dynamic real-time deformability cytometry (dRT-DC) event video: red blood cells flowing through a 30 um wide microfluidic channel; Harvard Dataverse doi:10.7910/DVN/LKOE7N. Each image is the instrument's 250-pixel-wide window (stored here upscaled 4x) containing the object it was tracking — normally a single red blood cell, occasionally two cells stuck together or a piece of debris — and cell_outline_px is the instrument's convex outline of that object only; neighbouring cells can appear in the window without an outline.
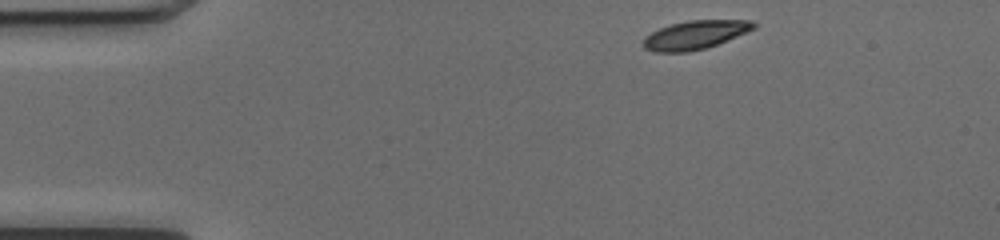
{"species": "common noctule bat (a hibernating species)", "species_latin": "Nyctalus noctula", "temperature_condition": "cold", "stored_images_in_passage": 44, "camera_frame_rate_fps": 3000, "um_per_image_px": 0.085, "animal": {"sex": "female", "body_mass_g": 17.0, "forearm_length_mm": 48.0}, "frame": {"image": 1, "passage_image": 1, "time_ms": 0.0, "image_size_px": [1000, 240], "cell_outline_px": [[756, 28], [716, 44], [704, 48], [688, 52], [652, 52], [644, 48], [640, 44], [644, 36], [660, 28], [672, 24], [688, 20], [752, 20], [756, 24]], "centroid_in_image_um": [59.02, 2.97], "position_along_channel_um": 26.0, "area_um2": 18.38}}
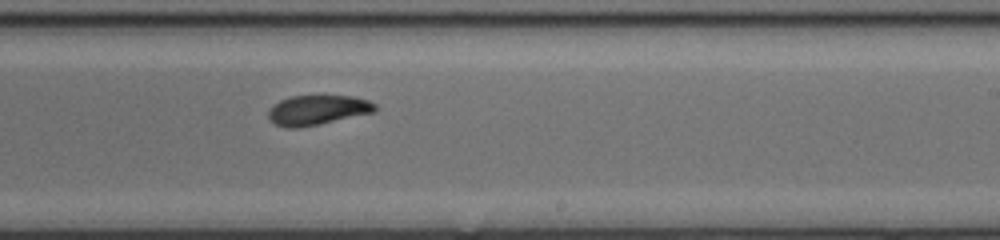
{"frame": {"image": 2, "passage_image": 24, "time_ms": 7.667, "image_size_px": [1000, 240], "cell_outline_px": [[376, 112], [320, 124], [300, 128], [284, 128], [268, 120], [268, 112], [272, 104], [288, 96], [356, 96], [368, 100], [376, 104]], "centroid_in_image_um": [26.97, 9.36], "position_along_channel_um": 262.0, "area_um2": 18.84}}
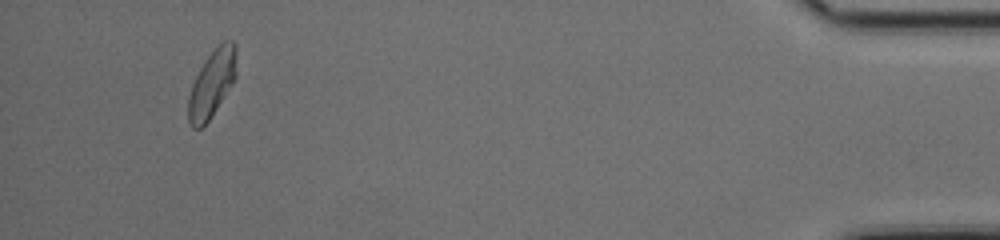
{"frame": {"image": 3, "passage_image": 41, "time_ms": 13.333, "image_size_px": [1000, 240], "cell_outline_px": [[236, 76], [232, 84], [208, 120], [200, 128], [192, 128], [188, 120], [188, 96], [192, 84], [200, 68], [208, 56], [224, 40], [232, 40], [236, 44]], "centroid_in_image_um": [18.02, 7.09], "position_along_channel_um": 417.2, "area_um2": 18.5}, "authors_computed_cell_mechanics": {"area_um2": 18.8428, "velocity_mm_per_s": 4.0453, "shape_relaxation_time_tau1_ms": 2.1338, "shape_relaxation_time_tau2_ms": 2.5649, "deformation_change_tau1": 0.1211, "deformation_change_tau2": 0.0742}}